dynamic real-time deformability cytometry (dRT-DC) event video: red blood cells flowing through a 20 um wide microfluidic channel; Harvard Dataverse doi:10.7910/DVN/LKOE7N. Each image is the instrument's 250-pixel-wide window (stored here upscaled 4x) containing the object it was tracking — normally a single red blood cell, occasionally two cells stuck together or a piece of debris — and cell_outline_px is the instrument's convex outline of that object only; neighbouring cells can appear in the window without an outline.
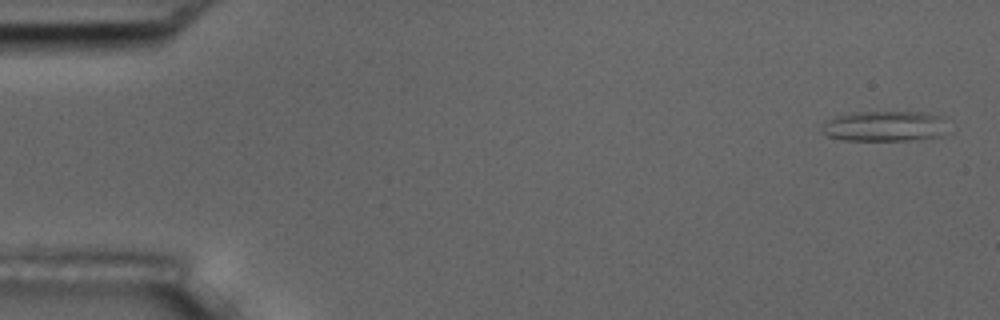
{"species": "common noctule bat (a hibernating species)", "species_latin": "Nyctalus noctula", "temperature_condition": "room temperature", "stored_images_in_passage": 10, "camera_frame_rate_fps": 3000, "um_per_image_px": 0.085, "animal": {"sex": "male", "body_mass_g": 17.5, "forearm_length_mm": 52.3}, "frame": {"image": 1, "passage_image": 1, "time_ms": 0.0, "image_size_px": [1000, 320], "cell_outline_px": [[940, 136], [912, 140], [844, 140], [828, 136], [820, 132], [820, 128], [824, 120], [832, 116], [856, 112], [928, 112], [940, 116]], "centroid_in_image_um": [75.0, 10.71], "position_along_channel_um": 10.0, "area_um2": 22.08}}
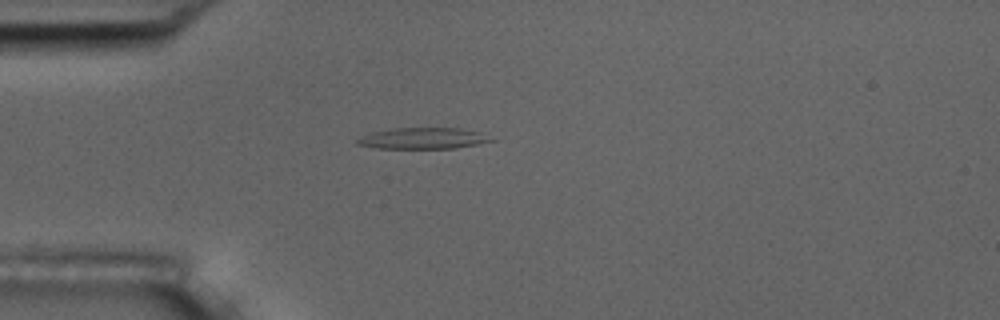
{"frame": {"image": 2, "passage_image": 4, "time_ms": 4.333, "image_size_px": [1000, 320], "cell_outline_px": [[496, 140], [456, 148], [376, 148], [356, 144], [356, 140], [360, 136], [368, 132], [392, 128], [460, 128], [480, 132]], "centroid_in_image_um": [35.9, 11.75], "position_along_channel_um": 49.1, "area_um2": 16.59}}